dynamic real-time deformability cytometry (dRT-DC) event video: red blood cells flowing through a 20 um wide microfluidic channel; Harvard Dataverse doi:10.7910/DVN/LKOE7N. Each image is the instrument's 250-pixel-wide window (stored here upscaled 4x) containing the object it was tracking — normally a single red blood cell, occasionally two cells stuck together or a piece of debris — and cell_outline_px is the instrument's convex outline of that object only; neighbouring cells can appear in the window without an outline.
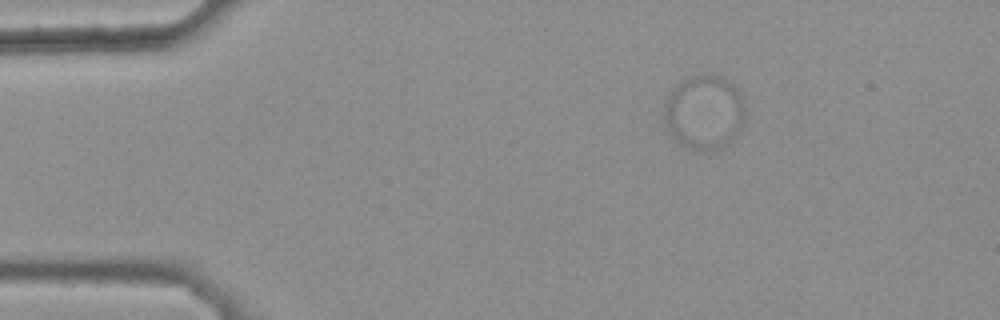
{"species": "common noctule bat (a hibernating species)", "species_latin": "Nyctalus noctula", "temperature_condition": "warm", "stored_images_in_passage": 21, "camera_frame_rate_fps": 3000, "um_per_image_px": 0.085, "animal": {"sex": "female", "body_mass_g": 25.1}, "frame": {"image": 1, "passage_image": 9, "time_ms": 2.667, "image_size_px": [1000, 320], "cell_outline_px": [[744, 120], [740, 132], [728, 144], [720, 148], [688, 148], [680, 144], [672, 136], [668, 128], [664, 116], [664, 104], [668, 96], [676, 84], [684, 76], [700, 72], [724, 76], [740, 92], [744, 100]], "centroid_in_image_um": [59.87, 9.46], "position_along_channel_um": 25.1, "area_um2": 35.55}}
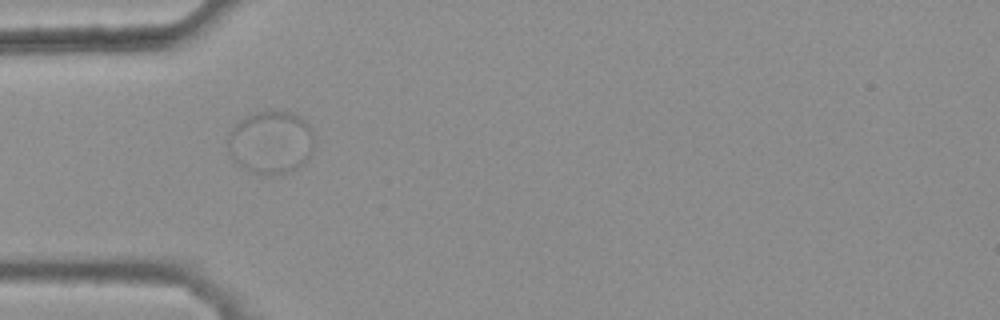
{"frame": {"image": 2, "passage_image": 17, "time_ms": 5.333, "image_size_px": [1000, 320], "cell_outline_px": [[312, 152], [304, 164], [296, 168], [284, 172], [256, 172], [240, 164], [228, 152], [228, 132], [240, 120], [256, 112], [288, 112], [304, 120], [312, 128]], "centroid_in_image_um": [23.02, 12.06], "position_along_channel_um": 62.0, "area_um2": 30.58}}